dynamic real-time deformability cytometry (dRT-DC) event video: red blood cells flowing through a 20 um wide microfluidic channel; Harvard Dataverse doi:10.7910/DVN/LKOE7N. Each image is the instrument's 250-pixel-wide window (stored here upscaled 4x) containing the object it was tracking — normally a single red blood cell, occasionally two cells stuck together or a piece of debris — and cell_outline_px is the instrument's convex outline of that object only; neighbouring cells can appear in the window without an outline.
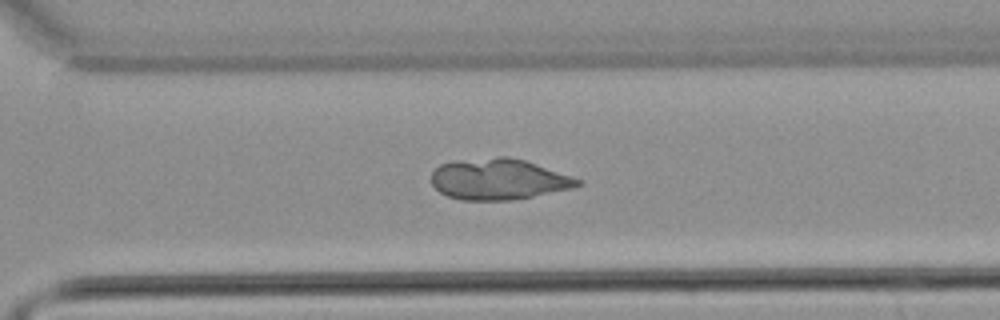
{"species": "common noctule bat (a hibernating species)", "species_latin": "Nyctalus noctula", "temperature_condition": "warm", "stored_images_in_passage": 53, "camera_frame_rate_fps": 3000, "um_per_image_px": 0.085, "animal": {"sex": "male", "body_mass_g": 21.5, "forearm_length_mm": 52.0}, "frame": {"image": 1, "passage_image": 38, "time_ms": 12.333, "image_size_px": [1000, 320], "cell_outline_px": [[584, 180], [580, 184], [572, 188], [512, 200], [460, 200], [448, 196], [440, 192], [432, 184], [432, 172], [440, 164], [456, 160], [496, 156], [508, 156], [524, 160]], "centroid_in_image_um": [42.36, 15.22], "position_along_channel_um": 328.2, "area_um2": 34.91}}
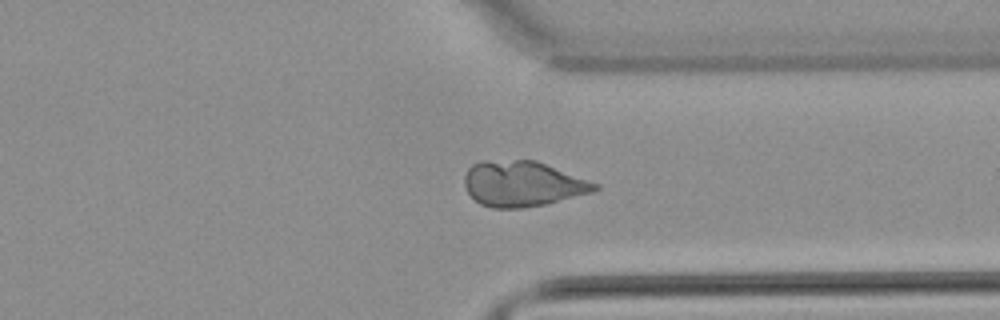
{"frame": {"image": 2, "passage_image": 41, "time_ms": 13.333, "image_size_px": [1000, 320], "cell_outline_px": [[600, 188], [592, 192], [544, 204], [524, 208], [492, 208], [480, 204], [468, 192], [464, 184], [464, 176], [468, 168], [472, 164], [480, 160], [536, 160], [600, 184]], "centroid_in_image_um": [44.41, 15.61], "position_along_channel_um": 367.0, "area_um2": 34.56}}